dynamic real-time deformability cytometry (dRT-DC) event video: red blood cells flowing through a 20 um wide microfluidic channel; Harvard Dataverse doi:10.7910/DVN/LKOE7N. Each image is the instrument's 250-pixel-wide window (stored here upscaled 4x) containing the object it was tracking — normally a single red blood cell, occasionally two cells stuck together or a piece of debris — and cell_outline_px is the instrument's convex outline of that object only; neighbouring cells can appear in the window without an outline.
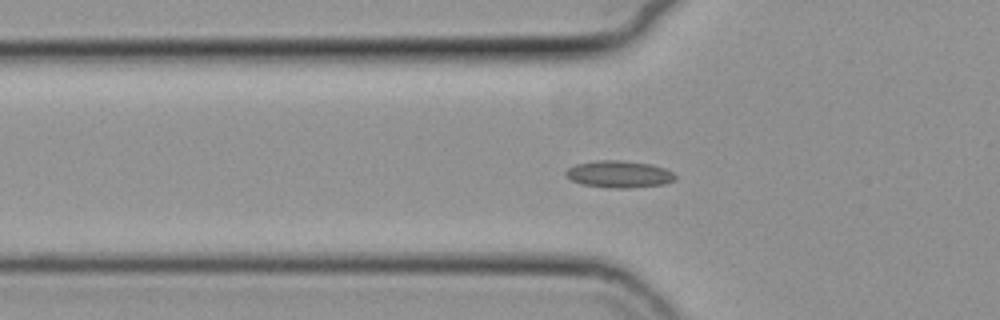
{"species": "common noctule bat (a hibernating species)", "species_latin": "Nyctalus noctula", "temperature_condition": "cold", "stored_images_in_passage": 2, "camera_frame_rate_fps": 3000, "um_per_image_px": 0.085, "animal": {"sex": "female", "body_mass_g": 19.3, "forearm_length_mm": 54.1}, "frame": {"image": 1, "passage_image": 2, "time_ms": 0.333, "image_size_px": [1000, 320], "cell_outline_px": [[676, 180], [664, 184], [628, 188], [612, 188], [580, 184], [564, 176], [564, 172], [568, 168], [576, 164], [596, 160], [620, 160], [648, 164], [664, 168], [672, 172], [676, 176]], "centroid_in_image_um": [52.58, 14.81], "position_along_channel_um": 73.2, "area_um2": 17.22}}